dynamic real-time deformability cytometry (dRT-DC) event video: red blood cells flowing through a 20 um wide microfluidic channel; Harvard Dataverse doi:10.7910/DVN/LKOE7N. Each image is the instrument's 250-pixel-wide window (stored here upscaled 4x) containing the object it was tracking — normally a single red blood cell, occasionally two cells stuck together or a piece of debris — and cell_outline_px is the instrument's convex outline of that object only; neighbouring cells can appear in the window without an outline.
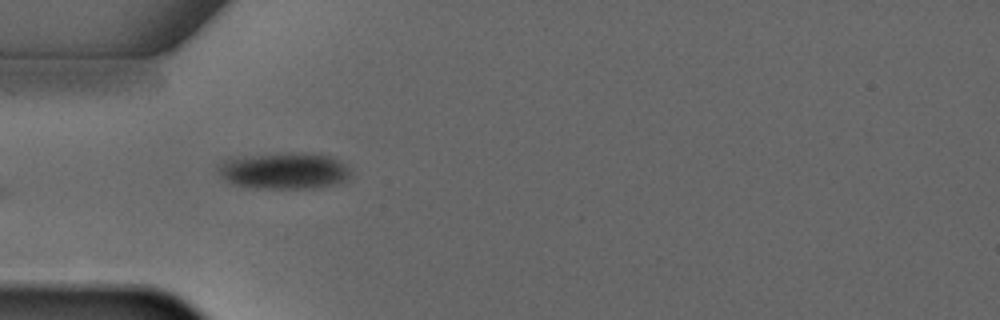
{"species": "common noctule bat (a hibernating species)", "species_latin": "Nyctalus noctula", "temperature_condition": "warm", "stored_images_in_passage": 5, "camera_frame_rate_fps": 3000, "um_per_image_px": 0.085, "animal": {"sex": "male", "forearm_length_mm": 52.5}, "frame": {"image": 1, "passage_image": 4, "time_ms": 3.667, "image_size_px": [1000, 320], "cell_outline_px": [[348, 176], [344, 180], [332, 184], [312, 188], [256, 188], [232, 184], [220, 172], [220, 164], [224, 160], [252, 156], [288, 152], [304, 152], [328, 156], [344, 164], [348, 168]], "centroid_in_image_um": [24.16, 14.51], "position_along_channel_um": 60.8, "area_um2": 27.28}}
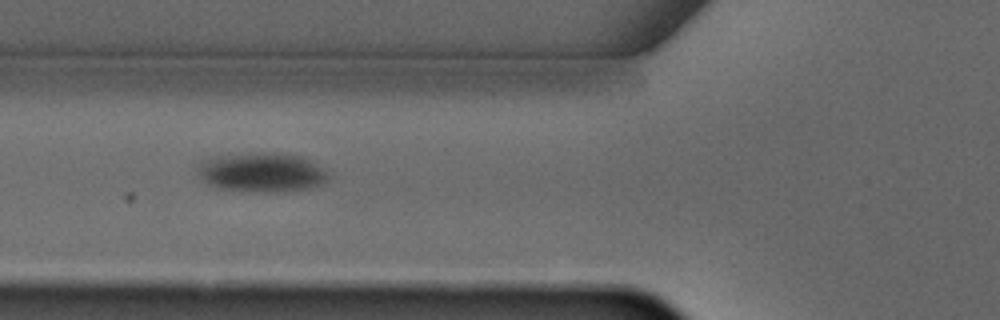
{"frame": {"image": 2, "passage_image": 5, "time_ms": 4.667, "image_size_px": [1000, 320], "cell_outline_px": [[328, 180], [324, 184], [304, 188], [220, 188], [208, 184], [200, 176], [196, 168], [196, 164], [220, 156], [260, 152], [268, 152], [304, 156], [320, 168], [328, 176]], "centroid_in_image_um": [22.23, 14.57], "position_along_channel_um": 103.6, "area_um2": 27.98}}